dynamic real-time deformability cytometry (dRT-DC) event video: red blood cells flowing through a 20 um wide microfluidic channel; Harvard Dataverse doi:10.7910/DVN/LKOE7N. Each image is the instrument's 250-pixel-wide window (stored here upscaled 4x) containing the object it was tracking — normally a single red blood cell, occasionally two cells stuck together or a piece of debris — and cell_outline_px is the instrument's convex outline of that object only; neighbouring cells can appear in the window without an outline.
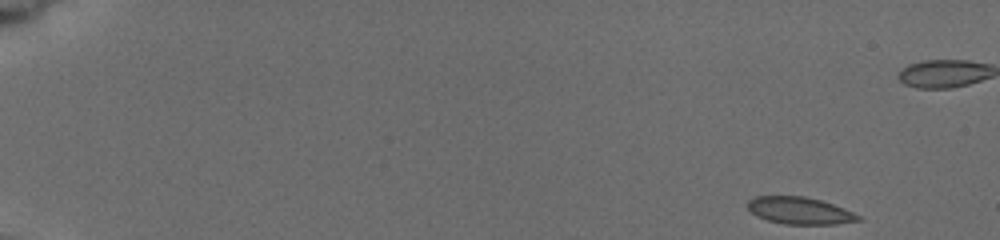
{"species": "common noctule bat (a hibernating species)", "species_latin": "Nyctalus noctula", "temperature_condition": "cold", "stored_images_in_passage": 5, "camera_frame_rate_fps": 3000, "um_per_image_px": 0.085, "animal": {"sex": "female", "body_mass_g": 19.5, "forearm_length_mm": 54.1}, "frame": {"image": 1, "passage_image": 1, "time_ms": 0.0, "image_size_px": [1000, 240], "cell_outline_px": [[864, 220], [836, 224], [784, 224], [768, 220], [756, 216], [748, 208], [748, 200], [756, 196], [804, 196], [820, 200], [844, 208], [860, 216]], "centroid_in_image_um": [67.98, 17.91], "position_along_channel_um": 17.0, "area_um2": 17.4}}